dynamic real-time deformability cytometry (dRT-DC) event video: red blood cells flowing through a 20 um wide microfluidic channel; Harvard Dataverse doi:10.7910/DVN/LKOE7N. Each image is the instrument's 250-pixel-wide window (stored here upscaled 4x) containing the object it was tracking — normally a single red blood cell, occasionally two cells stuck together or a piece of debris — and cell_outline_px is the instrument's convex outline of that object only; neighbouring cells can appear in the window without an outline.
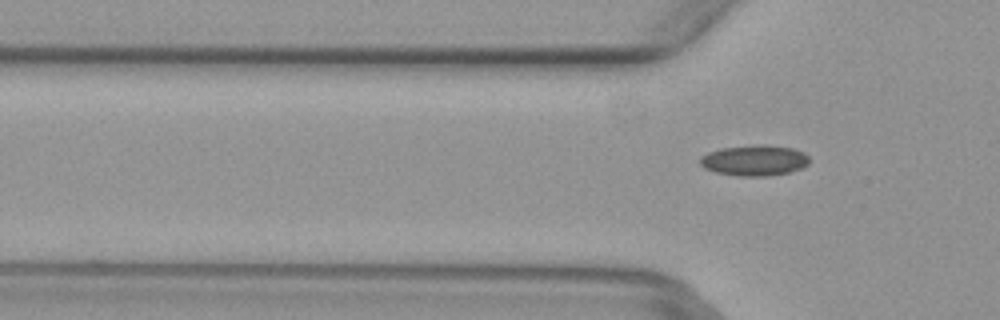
{"species": "common noctule bat (a hibernating species)", "species_latin": "Nyctalus noctula", "temperature_condition": "warm", "stored_images_in_passage": 4, "camera_frame_rate_fps": 3000, "um_per_image_px": 0.085, "animal": {"sex": "female", "body_mass_g": 29.2, "forearm_length_mm": 56.3}, "frame": {"image": 1, "passage_image": 4, "time_ms": 1.0, "image_size_px": [1000, 320], "cell_outline_px": [[808, 164], [800, 168], [788, 172], [768, 176], [740, 176], [716, 172], [704, 168], [700, 164], [700, 156], [708, 152], [720, 148], [756, 144], [764, 144], [792, 148], [804, 152], [808, 156]], "centroid_in_image_um": [64.1, 13.62], "position_along_channel_um": 61.7, "area_um2": 19.59}}